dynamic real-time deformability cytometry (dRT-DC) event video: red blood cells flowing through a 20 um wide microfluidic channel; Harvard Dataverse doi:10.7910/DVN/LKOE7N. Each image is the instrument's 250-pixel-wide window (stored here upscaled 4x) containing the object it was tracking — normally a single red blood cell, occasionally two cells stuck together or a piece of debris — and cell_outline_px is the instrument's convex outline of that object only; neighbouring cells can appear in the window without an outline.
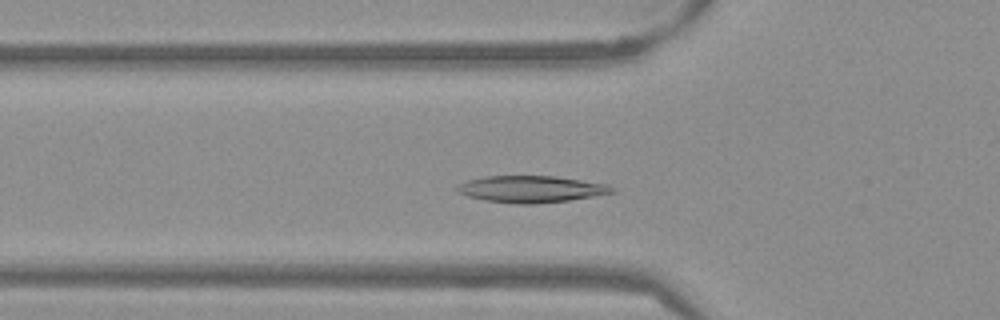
{"species": "Egyptian fruit bat (a non-hibernating species)", "species_latin": "Rousettus aegyptiacus", "temperature_condition": "warm", "stored_images_in_passage": 48, "camera_frame_rate_fps": 3000, "um_per_image_px": 0.085, "frame": {"image": 1, "passage_image": 13, "time_ms": 4.0, "image_size_px": [1000, 320], "cell_outline_px": [[616, 192], [568, 200], [532, 204], [516, 204], [484, 200], [468, 196], [456, 192], [456, 188], [460, 184], [468, 180], [484, 176], [556, 176], [608, 184], [616, 188]], "centroid_in_image_um": [45.15, 16.07], "position_along_channel_um": 80.6, "area_um2": 24.1}}
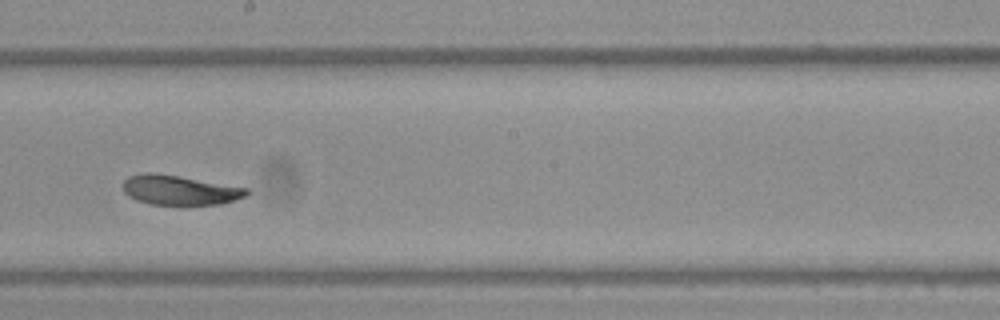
{"frame": {"image": 2, "passage_image": 25, "time_ms": 8.0, "image_size_px": [1000, 320], "cell_outline_px": [[248, 192], [244, 196], [220, 204], [148, 204], [136, 200], [128, 196], [124, 192], [124, 180], [128, 176], [144, 172], [152, 172], [180, 176], [248, 188]], "centroid_in_image_um": [15.21, 16.14], "position_along_channel_um": 233.0, "area_um2": 21.15}}
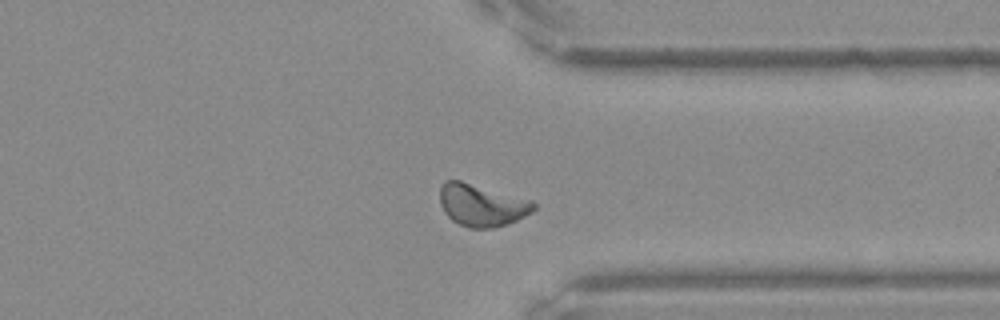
{"frame": {"image": 3, "passage_image": 36, "time_ms": 11.667, "image_size_px": [1000, 320], "cell_outline_px": [[536, 208], [532, 212], [516, 220], [492, 228], [468, 228], [452, 220], [444, 212], [440, 204], [440, 188], [444, 180], [460, 180], [532, 200], [536, 204]], "centroid_in_image_um": [40.93, 17.43], "position_along_channel_um": 370.5, "area_um2": 23.0}, "authors_computed_cell_mechanics": {"area_um2": 22.3108, "velocity_mm_per_s": 3.7893, "shape_relaxation_time_tau1_ms": 4.6016, "shape_relaxation_time_tau2_ms": 3.0955, "deformation_change_tau1": 0.1507, "deformation_change_tau2": 0.0701}}